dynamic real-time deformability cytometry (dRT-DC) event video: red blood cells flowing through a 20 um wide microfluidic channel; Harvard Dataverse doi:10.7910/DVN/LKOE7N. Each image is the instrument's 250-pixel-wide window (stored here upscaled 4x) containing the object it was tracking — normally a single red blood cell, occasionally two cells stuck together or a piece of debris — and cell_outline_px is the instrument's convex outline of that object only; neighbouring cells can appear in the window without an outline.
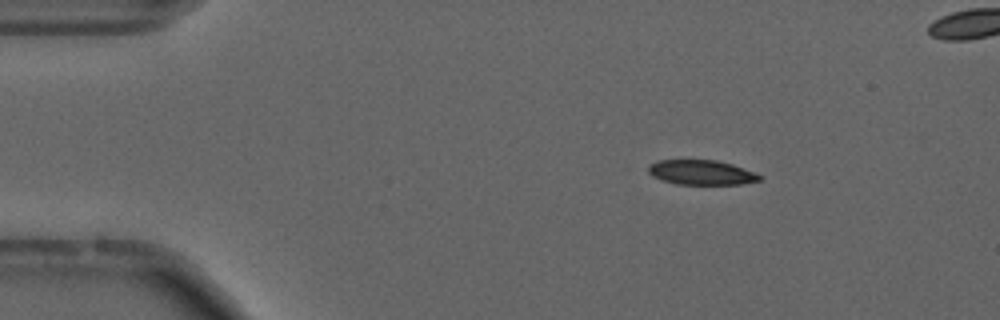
{"species": "common noctule bat (a hibernating species)", "species_latin": "Nyctalus noctula", "temperature_condition": "cold", "stored_images_in_passage": 56, "camera_frame_rate_fps": 3000, "um_per_image_px": 0.085, "animal": {"sex": "male", "forearm_length_mm": 52.5}, "frame": {"image": 1, "passage_image": 9, "time_ms": 2.667, "image_size_px": [1000, 320], "cell_outline_px": [[764, 176], [760, 180], [740, 184], [676, 184], [652, 176], [640, 168], [656, 160], [716, 160], [732, 164], [756, 172]], "centroid_in_image_um": [59.54, 14.64], "position_along_channel_um": 25.5, "area_um2": 16.42}, "authors_computed_cell_mechanics": {"area_um2": 16.7909, "velocity_mm_per_s": 3.713, "shape_relaxation_time_tau1_ms": 6.8461, "shape_relaxation_time_tau2_ms": 3.7632, "deformation_change_tau1": 0.1389, "deformation_change_tau2": 0.1053}}